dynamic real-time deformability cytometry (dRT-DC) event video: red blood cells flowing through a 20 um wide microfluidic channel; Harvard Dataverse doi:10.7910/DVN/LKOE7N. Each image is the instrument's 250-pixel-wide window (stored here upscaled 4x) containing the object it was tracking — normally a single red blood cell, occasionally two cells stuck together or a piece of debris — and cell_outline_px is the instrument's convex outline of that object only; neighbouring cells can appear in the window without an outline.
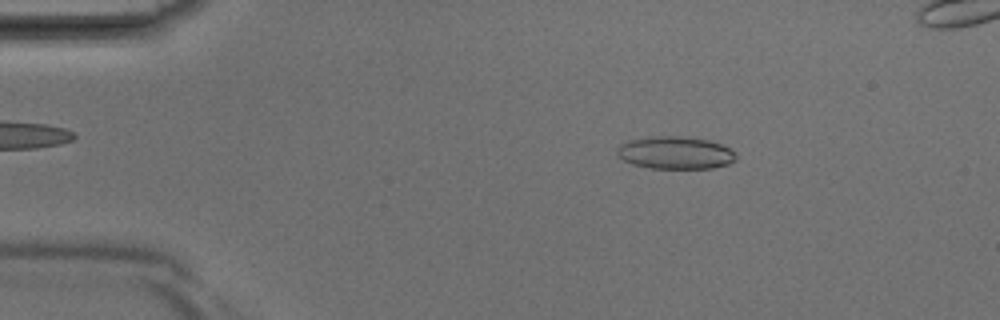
{"species": "Egyptian fruit bat (a non-hibernating species)", "species_latin": "Rousettus aegyptiacus", "temperature_condition": "room temperature", "stored_images_in_passage": 35, "camera_frame_rate_fps": 3000, "um_per_image_px": 0.085, "animal": {"sex": "male"}, "frame": {"image": 1, "passage_image": 1, "time_ms": 0.0, "image_size_px": [1000, 320], "cell_outline_px": [[736, 160], [728, 164], [712, 168], [648, 168], [632, 164], [624, 160], [616, 152], [616, 148], [620, 144], [628, 140], [656, 136], [688, 136], [708, 140], [720, 144], [736, 152]], "centroid_in_image_um": [57.4, 12.98], "position_along_channel_um": 27.6, "area_um2": 22.66}}
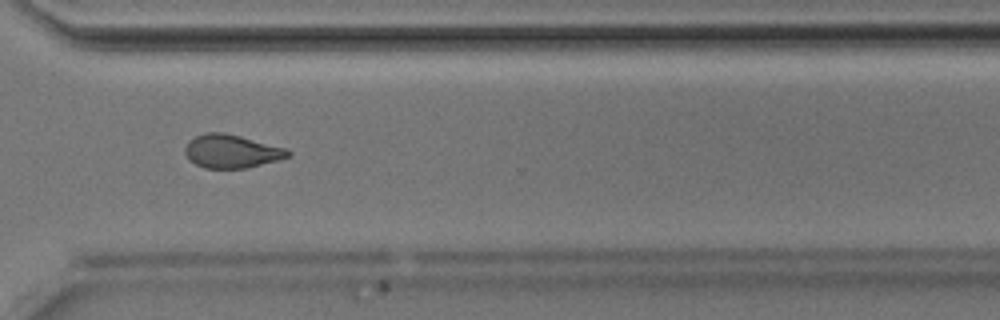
{"frame": {"image": 2, "passage_image": 24, "time_ms": 7.667, "image_size_px": [1000, 320], "cell_outline_px": [[292, 156], [280, 160], [248, 168], [204, 168], [188, 160], [184, 152], [184, 148], [188, 140], [204, 132], [224, 132], [288, 148], [292, 152]], "centroid_in_image_um": [19.7, 12.86], "position_along_channel_um": 350.9, "area_um2": 20.46}}
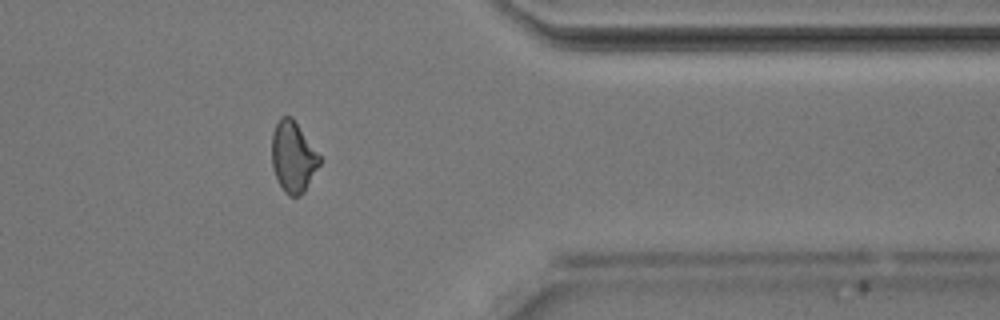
{"frame": {"image": 3, "passage_image": 27, "time_ms": 8.667, "image_size_px": [1000, 320], "cell_outline_px": [[320, 164], [304, 192], [300, 196], [288, 196], [284, 192], [272, 168], [272, 132], [280, 116], [292, 116], [320, 156]], "centroid_in_image_um": [24.9, 13.33], "position_along_channel_um": 386.5, "area_um2": 19.65}}